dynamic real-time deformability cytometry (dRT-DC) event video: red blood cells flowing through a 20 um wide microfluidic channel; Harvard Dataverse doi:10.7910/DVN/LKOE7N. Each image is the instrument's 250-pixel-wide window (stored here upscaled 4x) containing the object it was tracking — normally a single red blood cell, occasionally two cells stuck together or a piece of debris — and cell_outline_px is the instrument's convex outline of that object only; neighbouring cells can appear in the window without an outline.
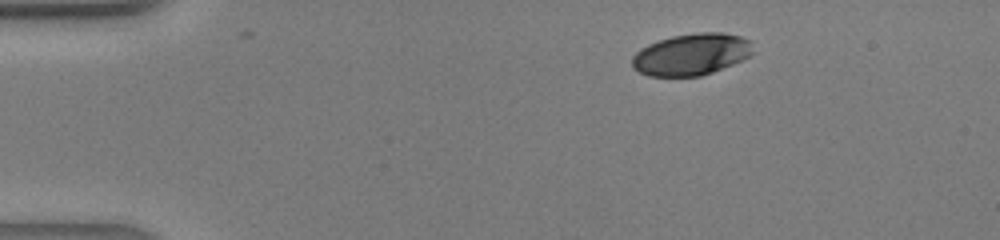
{"species": "human", "species_latin": "Homo sapiens", "temperature_condition": "warm", "stored_images_in_passage": 36, "camera_frame_rate_fps": 3000, "um_per_image_px": 0.085, "donor": {"sex": "male"}, "frame": {"image": 1, "passage_image": 1, "time_ms": 0.0, "image_size_px": [1000, 240], "cell_outline_px": [[752, 52], [748, 56], [732, 64], [712, 72], [700, 76], [648, 76], [632, 68], [632, 56], [640, 48], [648, 44], [672, 36], [696, 32], [724, 32], [740, 36], [752, 40]], "centroid_in_image_um": [58.75, 4.61], "position_along_channel_um": 26.2, "area_um2": 29.42}}
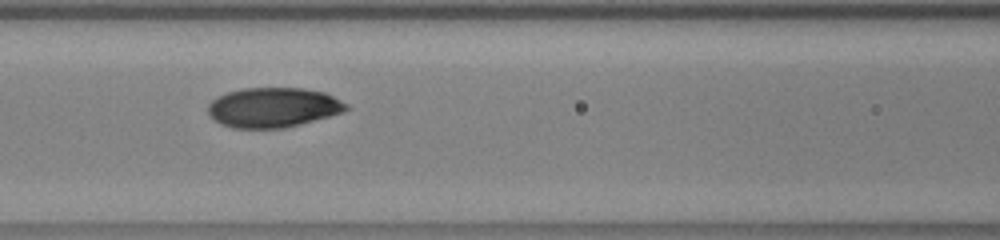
{"frame": {"image": 2, "passage_image": 13, "time_ms": 4.0, "image_size_px": [1000, 240], "cell_outline_px": [[352, 108], [344, 112], [300, 124], [284, 128], [232, 128], [220, 124], [208, 112], [208, 104], [216, 96], [228, 92], [244, 88], [304, 88], [324, 92], [348, 104]], "centroid_in_image_um": [23.24, 9.13], "position_along_channel_um": 143.4, "area_um2": 32.14}}
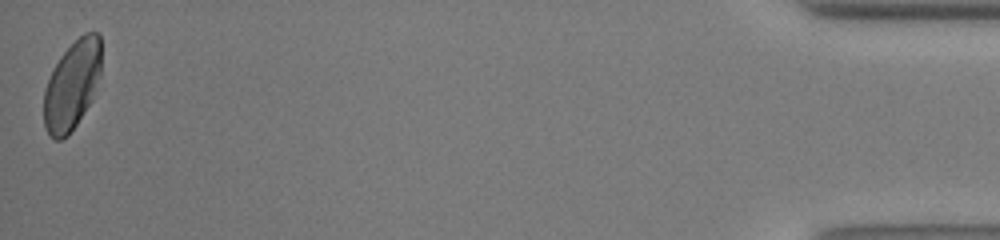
{"frame": {"image": 3, "passage_image": 36, "time_ms": 11.667, "image_size_px": [1000, 240], "cell_outline_px": [[100, 72], [92, 100], [68, 136], [60, 140], [56, 140], [44, 128], [44, 88], [60, 56], [84, 32], [96, 32], [100, 36]], "centroid_in_image_um": [6.12, 7.26], "position_along_channel_um": 429.1, "area_um2": 29.36}}